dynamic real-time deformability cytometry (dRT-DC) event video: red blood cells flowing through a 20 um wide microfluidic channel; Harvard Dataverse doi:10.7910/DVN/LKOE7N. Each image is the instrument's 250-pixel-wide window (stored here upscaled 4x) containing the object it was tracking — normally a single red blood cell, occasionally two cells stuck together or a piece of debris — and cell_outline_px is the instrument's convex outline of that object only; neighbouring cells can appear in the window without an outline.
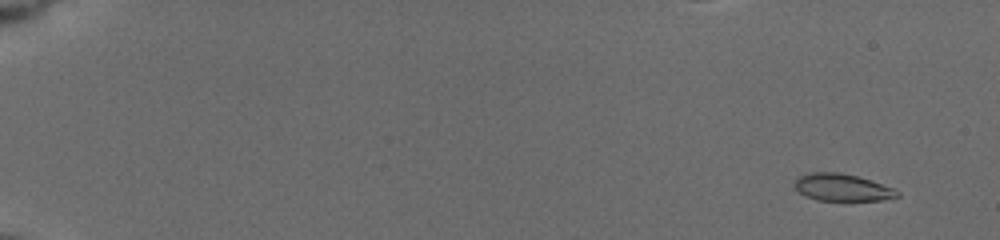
{"species": "common noctule bat (a hibernating species)", "species_latin": "Nyctalus noctula", "temperature_condition": "cold", "stored_images_in_passage": 56, "camera_frame_rate_fps": 3000, "um_per_image_px": 0.085, "animal": {"sex": "female", "body_mass_g": 19.5, "forearm_length_mm": 54.1}, "frame": {"image": 1, "passage_image": 2, "time_ms": 0.333, "image_size_px": [1000, 240], "cell_outline_px": [[900, 196], [880, 200], [816, 200], [804, 196], [792, 184], [800, 176], [812, 172], [840, 172], [856, 176], [892, 188], [900, 192]], "centroid_in_image_um": [71.54, 15.93], "position_along_channel_um": 13.5, "area_um2": 16.01}}
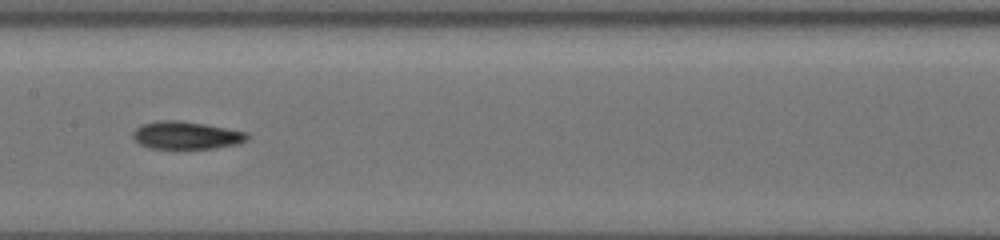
{"frame": {"image": 2, "passage_image": 30, "time_ms": 9.667, "image_size_px": [1000, 240], "cell_outline_px": [[248, 140], [240, 144], [212, 148], [176, 152], [148, 148], [140, 144], [132, 136], [132, 132], [136, 128], [144, 124], [156, 120], [180, 120], [204, 124], [248, 132]], "centroid_in_image_um": [15.81, 11.55], "position_along_channel_um": 191.6, "area_um2": 19.36}}
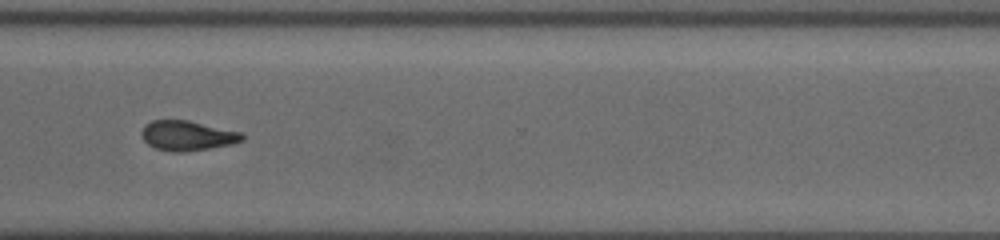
{"frame": {"image": 3, "passage_image": 43, "time_ms": 14.0, "image_size_px": [1000, 240], "cell_outline_px": [[244, 140], [232, 144], [184, 152], [172, 152], [156, 148], [148, 144], [144, 140], [140, 132], [144, 124], [152, 120], [188, 120], [240, 132], [244, 136]], "centroid_in_image_um": [15.89, 11.52], "position_along_channel_um": 354.7, "area_um2": 17.46}, "authors_computed_cell_mechanics": {"area_um2": 17.34, "velocity_mm_per_s": 3.7735, "shape_relaxation_time_tau1_ms": 6.29, "shape_relaxation_time_tau2_ms": 6.1958, "deformation_change_tau1": 0.1786, "deformation_change_tau2": 0.0916}}